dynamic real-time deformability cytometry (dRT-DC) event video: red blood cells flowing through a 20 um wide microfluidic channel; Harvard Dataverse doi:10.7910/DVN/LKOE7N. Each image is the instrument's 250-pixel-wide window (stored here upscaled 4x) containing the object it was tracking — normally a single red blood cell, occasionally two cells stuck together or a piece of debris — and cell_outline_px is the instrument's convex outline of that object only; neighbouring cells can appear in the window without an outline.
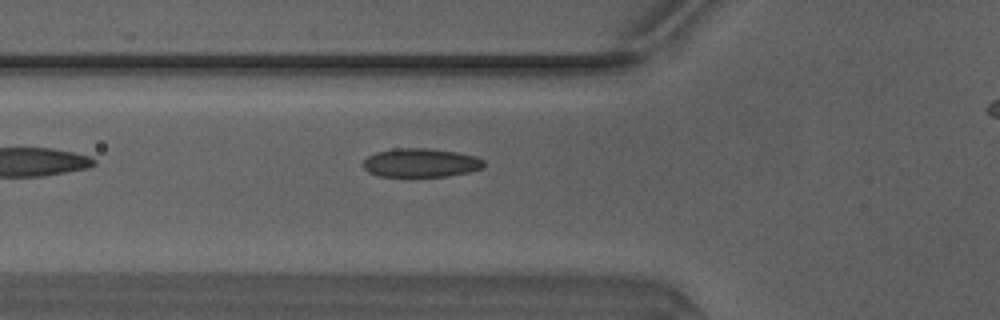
{"species": "Egyptian fruit bat (a non-hibernating species)", "species_latin": "Rousettus aegyptiacus", "temperature_condition": "warm", "stored_images_in_passage": 31, "camera_frame_rate_fps": 3000, "um_per_image_px": 0.085, "animal": {"sex": "male"}, "frame": {"image": 1, "passage_image": 4, "time_ms": 1.0, "image_size_px": [1000, 320], "cell_outline_px": [[484, 168], [468, 172], [448, 176], [380, 176], [368, 172], [360, 164], [368, 156], [376, 152], [396, 148], [428, 148], [456, 152], [476, 156], [484, 160]], "centroid_in_image_um": [35.76, 13.83], "position_along_channel_um": 90.0, "area_um2": 20.29}}
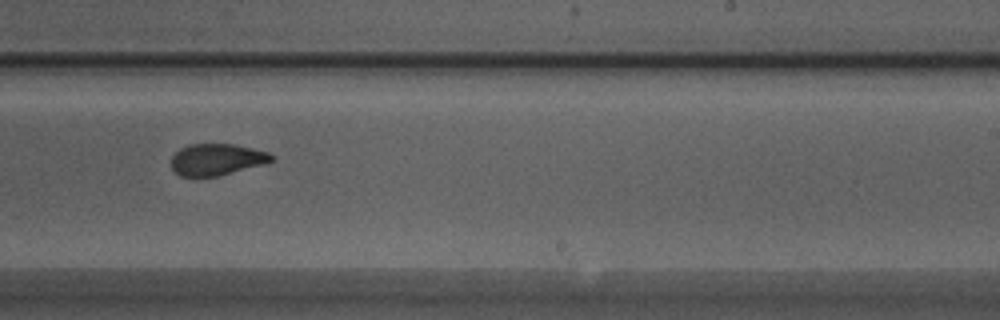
{"frame": {"image": 2, "passage_image": 17, "time_ms": 5.333, "image_size_px": [1000, 320], "cell_outline_px": [[276, 156], [272, 160], [264, 164], [216, 176], [180, 176], [172, 168], [172, 156], [180, 148], [188, 144], [236, 144], [268, 152]], "centroid_in_image_um": [18.43, 13.54], "position_along_channel_um": 270.6, "area_um2": 18.32}}
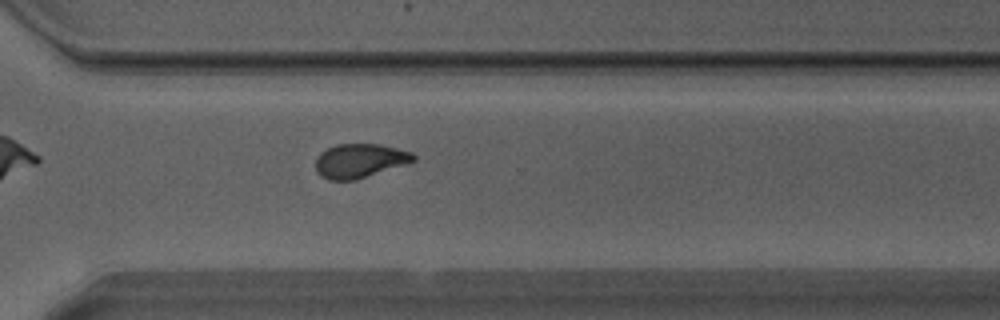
{"frame": {"image": 3, "passage_image": 22, "time_ms": 7.0, "image_size_px": [1000, 320], "cell_outline_px": [[416, 160], [356, 180], [328, 180], [320, 176], [316, 172], [316, 156], [320, 152], [336, 144], [380, 144], [412, 152], [416, 156]], "centroid_in_image_um": [30.54, 13.66], "position_along_channel_um": 340.1, "area_um2": 19.42}, "authors_computed_cell_mechanics": {"area_um2": 19.7098, "velocity_mm_per_s": 4.1651, "shape_relaxation_time_tau1_ms": 5.4175, "shape_relaxation_time_tau2_ms": 1.4936, "deformation_change_tau1": 0.1532, "deformation_change_tau2": 0.0747}}